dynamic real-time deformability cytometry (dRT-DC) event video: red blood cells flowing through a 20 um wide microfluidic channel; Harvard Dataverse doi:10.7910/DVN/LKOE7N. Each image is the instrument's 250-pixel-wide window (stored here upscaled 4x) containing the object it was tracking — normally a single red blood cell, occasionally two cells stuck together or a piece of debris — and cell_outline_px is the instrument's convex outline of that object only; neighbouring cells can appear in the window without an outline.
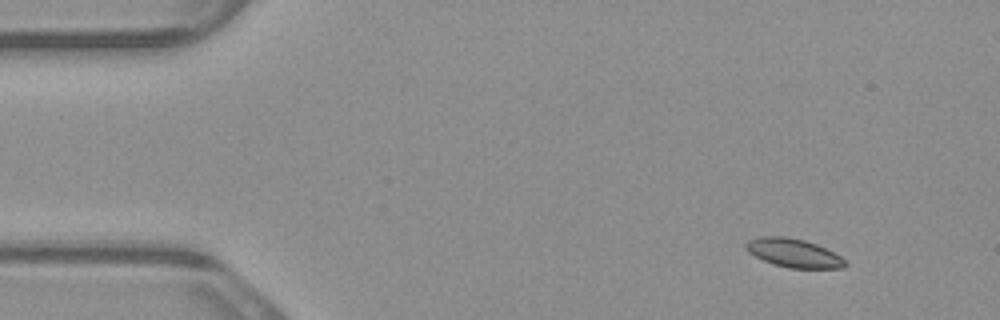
{"species": "common noctule bat (a hibernating species)", "species_latin": "Nyctalus noctula", "temperature_condition": "warm", "stored_images_in_passage": 4, "camera_frame_rate_fps": 3000, "um_per_image_px": 0.085, "animal": {"sex": "male", "body_mass_g": 23.1, "forearm_length_mm": 52.7}, "frame": {"image": 1, "passage_image": 2, "time_ms": 0.333, "image_size_px": [1000, 320], "cell_outline_px": [[848, 264], [844, 268], [788, 268], [772, 264], [748, 252], [744, 248], [744, 244], [748, 240], [760, 236], [784, 236], [804, 240], [816, 244], [840, 256]], "centroid_in_image_um": [67.42, 21.5], "position_along_channel_um": 17.6, "area_um2": 16.53}}